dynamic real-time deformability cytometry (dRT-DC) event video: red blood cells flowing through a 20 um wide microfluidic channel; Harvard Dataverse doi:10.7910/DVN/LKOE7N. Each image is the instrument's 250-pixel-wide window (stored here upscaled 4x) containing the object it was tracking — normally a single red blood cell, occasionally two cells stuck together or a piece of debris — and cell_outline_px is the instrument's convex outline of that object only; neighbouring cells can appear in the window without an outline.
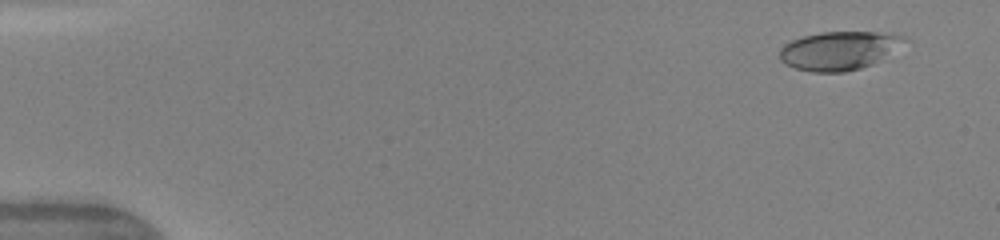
{"species": "human", "species_latin": "Homo sapiens", "temperature_condition": "warm", "stored_images_in_passage": 47, "camera_frame_rate_fps": 3000, "um_per_image_px": 0.085, "donor": {"sex": "female"}, "frame": {"image": 1, "passage_image": 2, "time_ms": 0.333, "image_size_px": [1000, 240], "cell_outline_px": [[912, 40], [872, 64], [860, 68], [844, 72], [812, 72], [796, 68], [784, 64], [780, 60], [780, 48], [784, 44], [792, 40], [804, 36], [824, 32], [876, 32], [908, 36]], "centroid_in_image_um": [71.36, 4.29], "position_along_channel_um": 13.6, "area_um2": 28.15}}
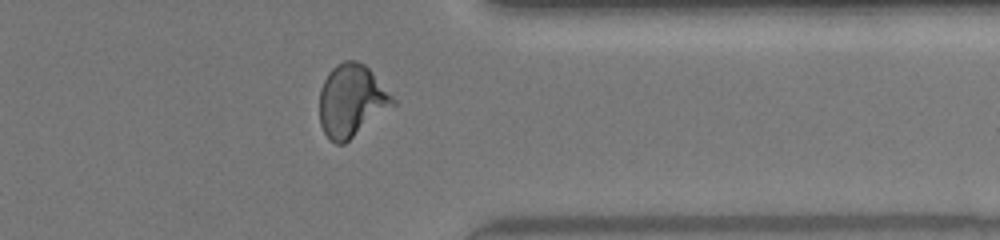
{"frame": {"image": 2, "passage_image": 38, "time_ms": 12.333, "image_size_px": [1000, 240], "cell_outline_px": [[396, 104], [344, 144], [336, 144], [324, 132], [320, 124], [320, 88], [328, 72], [336, 64], [344, 60], [356, 60], [364, 64], [372, 72], [396, 100]], "centroid_in_image_um": [29.88, 8.55], "position_along_channel_um": 381.5, "area_um2": 30.81}}
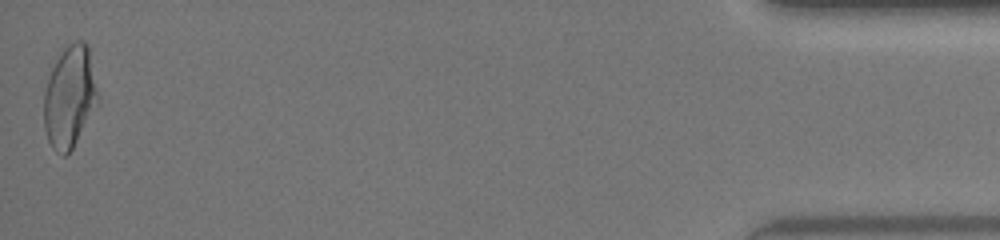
{"frame": {"image": 3, "passage_image": 47, "time_ms": 15.333, "image_size_px": [1000, 240], "cell_outline_px": [[96, 104], [72, 148], [64, 156], [56, 152], [52, 148], [48, 140], [44, 128], [44, 92], [52, 68], [60, 52], [68, 44], [76, 40], [84, 40], [88, 44], [96, 92]], "centroid_in_image_um": [5.87, 8.21], "position_along_channel_um": 429.3, "area_um2": 31.15}, "authors_computed_cell_mechanics": {"area_um2": 29.5358, "velocity_mm_per_s": 4.2075, "shape_relaxation_time_tau1_ms": 3.1374, "shape_relaxation_time_tau2_ms": 0.7279, "deformation_change_tau1": 0.1648, "deformation_change_tau2": 0.06}}